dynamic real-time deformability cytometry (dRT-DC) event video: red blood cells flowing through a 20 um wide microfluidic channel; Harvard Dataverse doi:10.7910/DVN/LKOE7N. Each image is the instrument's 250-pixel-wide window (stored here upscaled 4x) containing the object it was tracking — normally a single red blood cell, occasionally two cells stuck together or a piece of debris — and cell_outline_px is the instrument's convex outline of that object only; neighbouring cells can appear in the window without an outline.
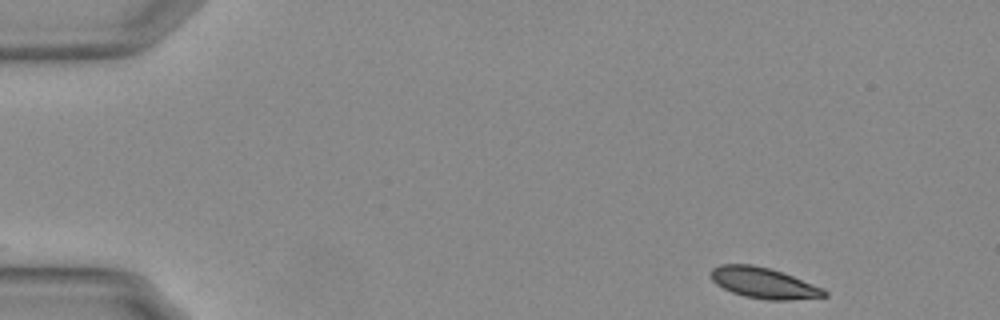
{"species": "Egyptian fruit bat (a non-hibernating species)", "species_latin": "Rousettus aegyptiacus", "temperature_condition": "warm", "stored_images_in_passage": 39, "camera_frame_rate_fps": 3000, "um_per_image_px": 0.085, "animal": {"sex": "female"}, "frame": {"image": 1, "passage_image": 1, "time_ms": 0.0, "image_size_px": [1000, 320], "cell_outline_px": [[828, 296], [788, 300], [768, 300], [744, 296], [732, 292], [716, 284], [712, 280], [712, 268], [720, 264], [752, 264], [772, 268], [824, 288], [828, 292]], "centroid_in_image_um": [64.94, 24.04], "position_along_channel_um": 20.1, "area_um2": 20.4}}
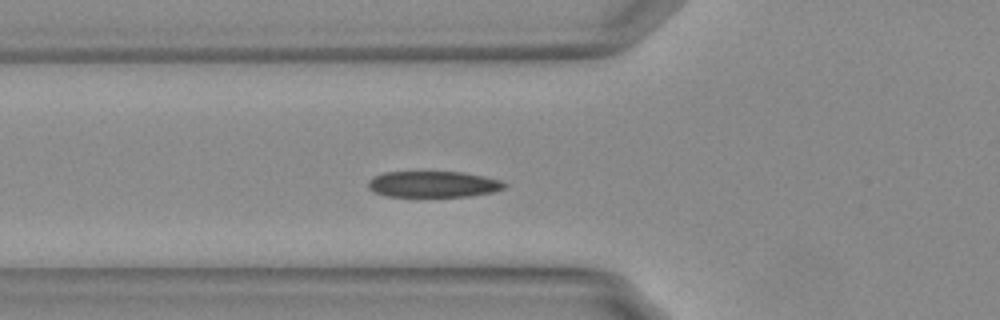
{"frame": {"image": 2, "passage_image": 15, "time_ms": 4.667, "image_size_px": [1000, 320], "cell_outline_px": [[508, 184], [504, 188], [492, 192], [468, 196], [388, 196], [376, 192], [368, 188], [368, 180], [372, 176], [384, 172], [464, 172], [504, 180]], "centroid_in_image_um": [36.85, 15.64], "position_along_channel_um": 88.9, "area_um2": 20.81}}
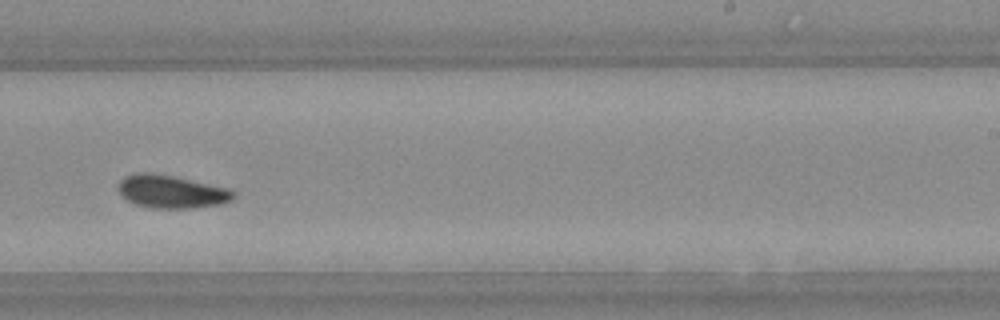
{"frame": {"image": 3, "passage_image": 30, "time_ms": 9.667, "image_size_px": [1000, 320], "cell_outline_px": [[236, 196], [232, 200], [224, 204], [192, 208], [152, 208], [136, 204], [124, 200], [120, 192], [120, 180], [124, 176], [136, 172], [148, 172], [172, 176], [228, 188], [236, 192]], "centroid_in_image_um": [14.59, 16.3], "position_along_channel_um": 274.4, "area_um2": 22.2}, "authors_computed_cell_mechanics": {"area_um2": 21.2126, "velocity_mm_per_s": 3.7203, "shape_relaxation_time_tau1_ms": 3.0888, "shape_relaxation_time_tau2_ms": 2.1534, "deformation_change_tau1": 0.1297, "deformation_change_tau2": 0.0702}}